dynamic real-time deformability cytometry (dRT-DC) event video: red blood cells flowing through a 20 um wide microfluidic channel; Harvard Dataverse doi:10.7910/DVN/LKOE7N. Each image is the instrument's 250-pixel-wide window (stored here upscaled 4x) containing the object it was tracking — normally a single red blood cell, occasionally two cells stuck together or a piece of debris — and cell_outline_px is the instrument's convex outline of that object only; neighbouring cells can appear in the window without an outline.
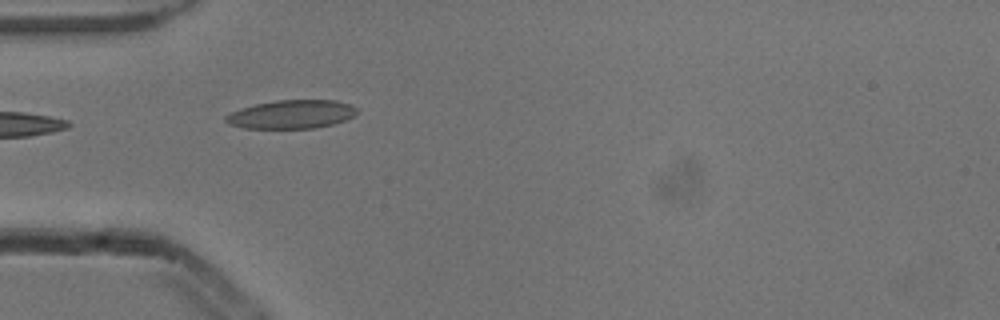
{"species": "common noctule bat (a hibernating species)", "species_latin": "Nyctalus noctula", "temperature_condition": "cold", "stored_images_in_passage": 6, "camera_frame_rate_fps": 3000, "um_per_image_px": 0.085, "animal": {"sex": "male", "body_mass_g": 13.3}, "frame": {"image": 1, "passage_image": 5, "time_ms": 1.333, "image_size_px": [1000, 320], "cell_outline_px": [[356, 116], [348, 120], [316, 128], [244, 128], [228, 124], [224, 120], [224, 116], [240, 108], [256, 104], [276, 100], [336, 100], [352, 104], [356, 108]], "centroid_in_image_um": [24.8, 9.71], "position_along_channel_um": 60.2, "area_um2": 22.02}}
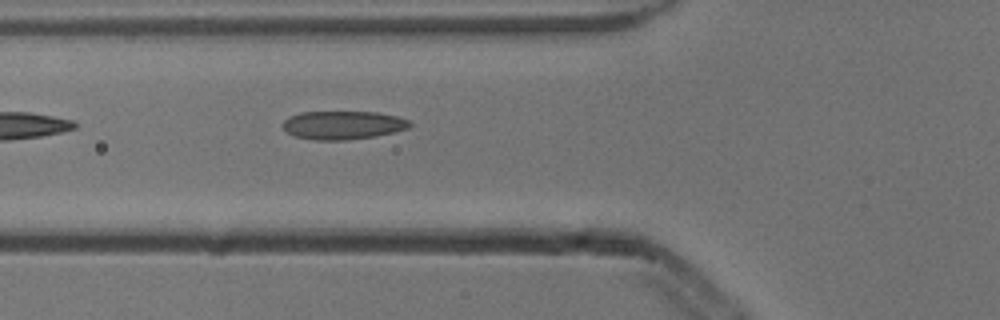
{"frame": {"image": 2, "passage_image": 6, "time_ms": 1.667, "image_size_px": [1000, 320], "cell_outline_px": [[412, 124], [408, 128], [392, 132], [372, 136], [348, 140], [312, 140], [296, 136], [288, 132], [280, 124], [288, 116], [300, 112], [380, 112], [396, 116], [408, 120]], "centroid_in_image_um": [29.11, 10.62], "position_along_channel_um": 96.7, "area_um2": 20.98}}